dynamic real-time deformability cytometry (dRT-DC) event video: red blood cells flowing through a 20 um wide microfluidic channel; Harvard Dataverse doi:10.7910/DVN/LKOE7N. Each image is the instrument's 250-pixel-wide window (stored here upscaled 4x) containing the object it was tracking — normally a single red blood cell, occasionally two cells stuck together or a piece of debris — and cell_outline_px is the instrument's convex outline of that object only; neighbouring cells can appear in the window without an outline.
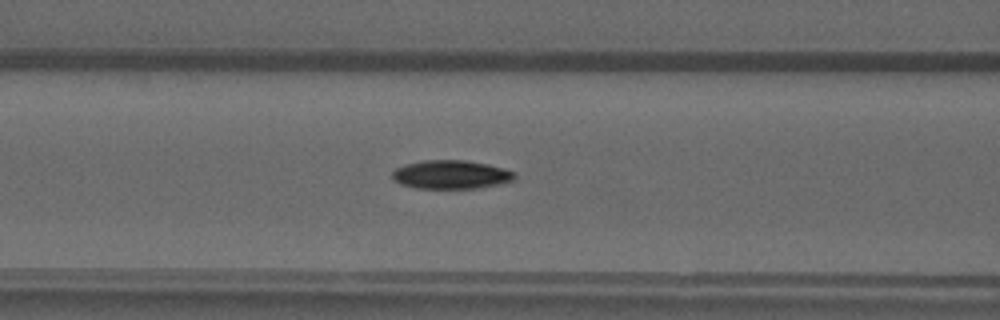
{"species": "common noctule bat (a hibernating species)", "species_latin": "Nyctalus noctula", "temperature_condition": "warm", "stored_images_in_passage": 50, "camera_frame_rate_fps": 3000, "um_per_image_px": 0.085, "animal": {"sex": "male", "forearm_length_mm": 52.5}, "frame": {"image": 1, "passage_image": 21, "time_ms": 6.667, "image_size_px": [1000, 320], "cell_outline_px": [[516, 176], [512, 180], [500, 184], [476, 188], [416, 188], [400, 184], [392, 180], [392, 172], [396, 168], [404, 164], [424, 160], [468, 160], [488, 164], [504, 168], [516, 172]], "centroid_in_image_um": [38.32, 14.83], "position_along_channel_um": 128.3, "area_um2": 20.58}}
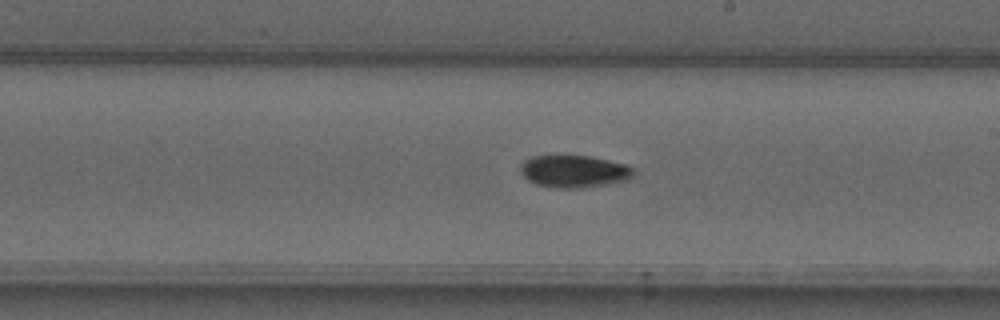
{"frame": {"image": 2, "passage_image": 29, "time_ms": 9.333, "image_size_px": [1000, 320], "cell_outline_px": [[632, 176], [628, 180], [580, 188], [556, 188], [536, 184], [528, 180], [520, 172], [520, 164], [524, 160], [532, 156], [588, 156], [624, 164], [632, 168]], "centroid_in_image_um": [48.73, 14.57], "position_along_channel_um": 240.3, "area_um2": 20.98}}
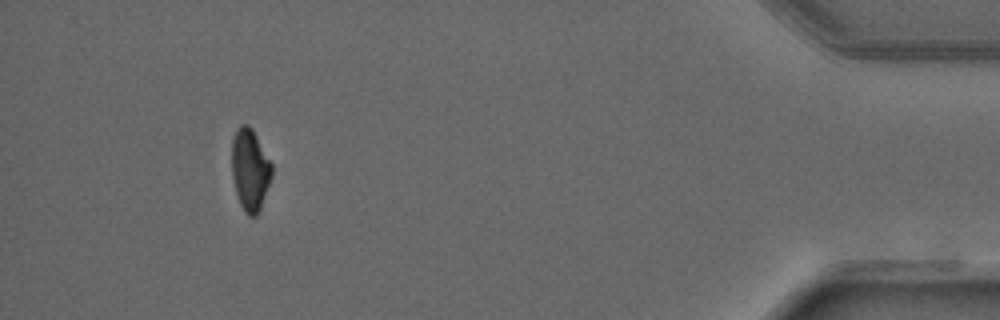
{"frame": {"image": 3, "passage_image": 46, "time_ms": 15.0, "image_size_px": [1000, 320], "cell_outline_px": [[272, 176], [260, 208], [256, 216], [248, 216], [244, 212], [240, 204], [236, 192], [232, 176], [232, 140], [236, 128], [240, 124], [248, 124], [252, 128], [272, 164]], "centroid_in_image_um": [21.24, 14.4], "position_along_channel_um": 414.0, "area_um2": 19.07}}